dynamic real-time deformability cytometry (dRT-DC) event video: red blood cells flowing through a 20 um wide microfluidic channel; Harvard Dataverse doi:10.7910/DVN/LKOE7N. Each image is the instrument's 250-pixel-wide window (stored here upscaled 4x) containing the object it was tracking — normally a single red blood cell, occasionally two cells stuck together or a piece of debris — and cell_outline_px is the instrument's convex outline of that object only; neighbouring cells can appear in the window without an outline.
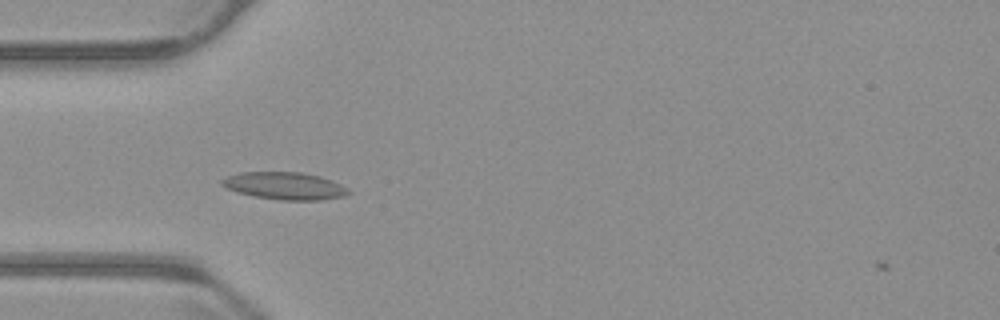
{"species": "common noctule bat (a hibernating species)", "species_latin": "Nyctalus noctula", "temperature_condition": "warm", "stored_images_in_passage": 43, "camera_frame_rate_fps": 3000, "um_per_image_px": 0.085, "animal": {"sex": "male", "body_mass_g": 23.1, "forearm_length_mm": 52.7}, "frame": {"image": 1, "passage_image": 4, "time_ms": 1.0, "image_size_px": [1000, 320], "cell_outline_px": [[352, 192], [344, 196], [320, 200], [280, 200], [252, 196], [236, 192], [220, 184], [220, 180], [228, 176], [240, 172], [300, 172], [320, 176], [332, 180], [348, 188]], "centroid_in_image_um": [24.2, 15.8], "position_along_channel_um": 60.8, "area_um2": 20.29}}
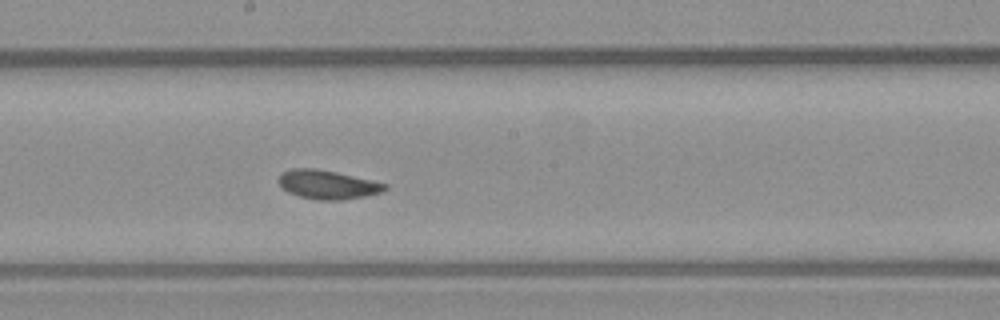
{"frame": {"image": 2, "passage_image": 17, "time_ms": 5.333, "image_size_px": [1000, 320], "cell_outline_px": [[388, 188], [380, 192], [364, 196], [340, 200], [316, 200], [300, 196], [288, 192], [276, 180], [280, 172], [292, 168], [316, 168], [336, 172], [372, 180], [388, 184]], "centroid_in_image_um": [27.8, 15.68], "position_along_channel_um": 220.4, "area_um2": 17.92}}
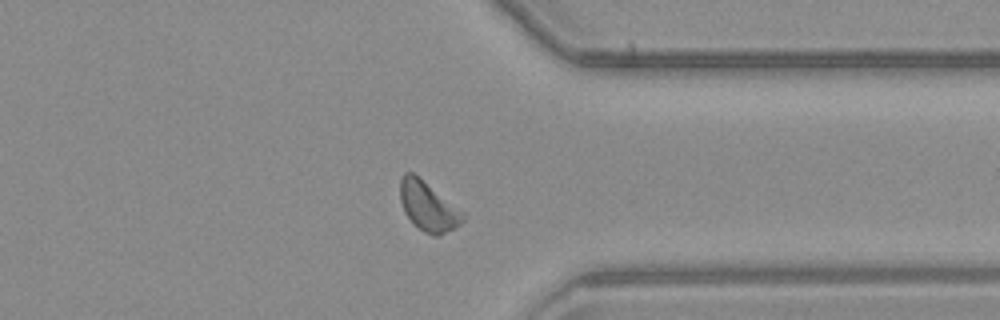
{"frame": {"image": 3, "passage_image": 30, "time_ms": 9.667, "image_size_px": [1000, 320], "cell_outline_px": [[464, 220], [456, 228], [436, 236], [432, 236], [424, 232], [412, 224], [404, 212], [400, 200], [400, 180], [404, 172], [412, 172], [464, 212]], "centroid_in_image_um": [36.37, 17.57], "position_along_channel_um": 375.0, "area_um2": 17.98}}